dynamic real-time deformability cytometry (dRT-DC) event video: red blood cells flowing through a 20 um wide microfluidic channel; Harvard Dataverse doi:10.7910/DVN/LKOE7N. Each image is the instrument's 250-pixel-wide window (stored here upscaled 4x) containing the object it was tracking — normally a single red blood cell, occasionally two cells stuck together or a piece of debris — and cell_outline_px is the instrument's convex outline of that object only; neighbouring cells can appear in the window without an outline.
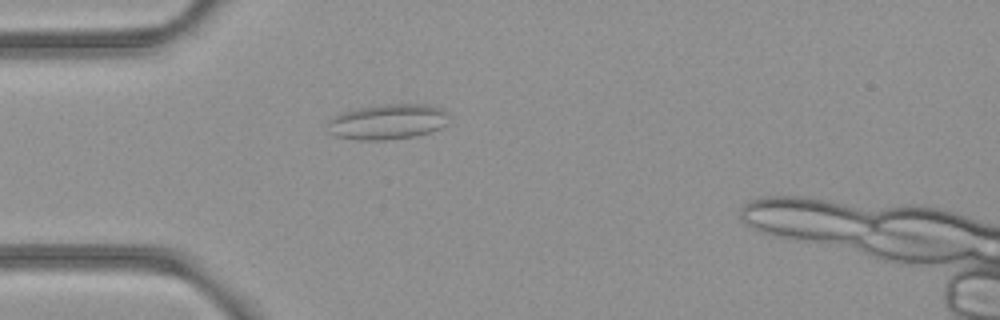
{"species": "common noctule bat (a hibernating species)", "species_latin": "Nyctalus noctula", "temperature_condition": "room temperature", "stored_images_in_passage": 1, "camera_frame_rate_fps": 3000, "um_per_image_px": 0.085, "animal": {"sex": "female", "body_mass_g": 21.9}, "frame": {"image": 1, "passage_image": 1, "time_ms": 0.0, "image_size_px": [1000, 320], "cell_outline_px": [[452, 116], [448, 124], [440, 128], [416, 136], [384, 140], [360, 140], [336, 136], [328, 132], [328, 120], [332, 116], [340, 112], [352, 108], [380, 104], [428, 104], [440, 108], [448, 112]], "centroid_in_image_um": [32.96, 10.33], "position_along_channel_um": 52.0, "area_um2": 25.61}}